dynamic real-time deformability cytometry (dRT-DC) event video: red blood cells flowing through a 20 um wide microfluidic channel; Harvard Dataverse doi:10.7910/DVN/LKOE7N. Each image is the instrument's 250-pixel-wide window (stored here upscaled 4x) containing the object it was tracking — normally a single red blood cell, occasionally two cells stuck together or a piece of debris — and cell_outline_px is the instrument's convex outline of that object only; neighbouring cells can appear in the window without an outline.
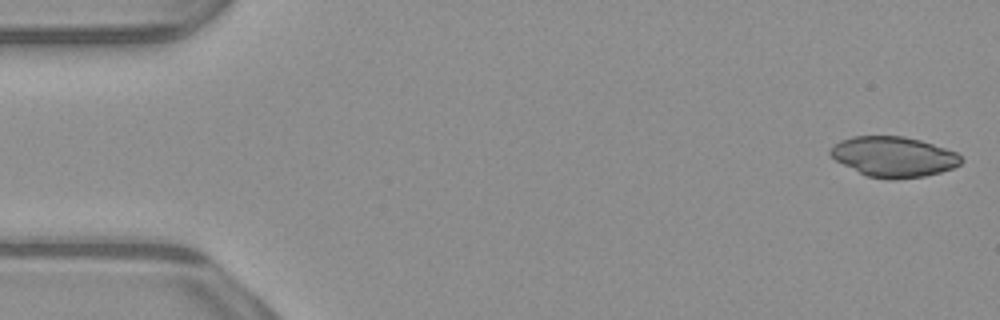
{"species": "common noctule bat (a hibernating species)", "species_latin": "Nyctalus noctula", "temperature_condition": "warm", "stored_images_in_passage": 51, "camera_frame_rate_fps": 3000, "um_per_image_px": 0.085, "animal": {"sex": "male", "body_mass_g": 23.1, "forearm_length_mm": 52.7}, "frame": {"image": 1, "passage_image": 1, "time_ms": 0.0, "image_size_px": [1000, 320], "cell_outline_px": [[964, 160], [960, 164], [952, 168], [940, 172], [924, 176], [892, 180], [888, 180], [868, 176], [836, 160], [828, 152], [840, 140], [852, 136], [904, 136], [920, 140], [956, 152]], "centroid_in_image_um": [75.97, 13.32], "position_along_channel_um": 9.0, "area_um2": 30.4}}